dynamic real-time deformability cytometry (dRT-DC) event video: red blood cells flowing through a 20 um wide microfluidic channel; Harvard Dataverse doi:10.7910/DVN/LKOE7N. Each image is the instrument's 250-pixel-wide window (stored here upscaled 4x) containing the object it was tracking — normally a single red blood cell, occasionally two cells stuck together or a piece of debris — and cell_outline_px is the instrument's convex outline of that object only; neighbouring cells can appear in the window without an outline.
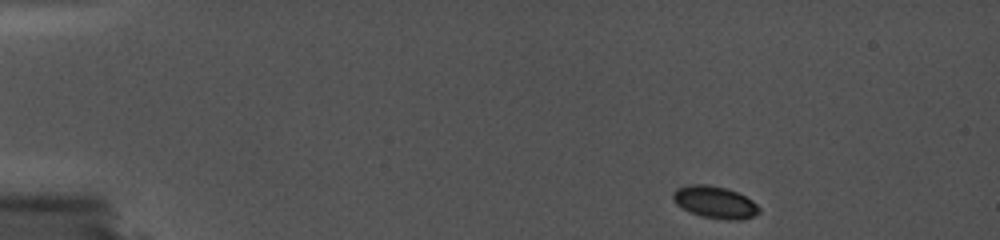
{"species": "common noctule bat (a hibernating species)", "species_latin": "Nyctalus noctula", "temperature_condition": "cold", "stored_images_in_passage": 60, "camera_frame_rate_fps": 5000, "um_per_image_px": 0.085, "animal": {"sex": "female", "body_mass_g": 19.0, "forearm_length_mm": 56.7}, "frame": {"image": 1, "passage_image": 1, "time_ms": 0.0, "image_size_px": [1000, 240], "cell_outline_px": [[760, 212], [744, 220], [728, 220], [700, 216], [676, 204], [672, 196], [672, 192], [676, 188], [692, 184], [700, 184], [724, 188], [736, 192], [752, 200], [760, 208]], "centroid_in_image_um": [60.77, 17.2], "position_along_channel_um": 24.2, "area_um2": 15.9}}
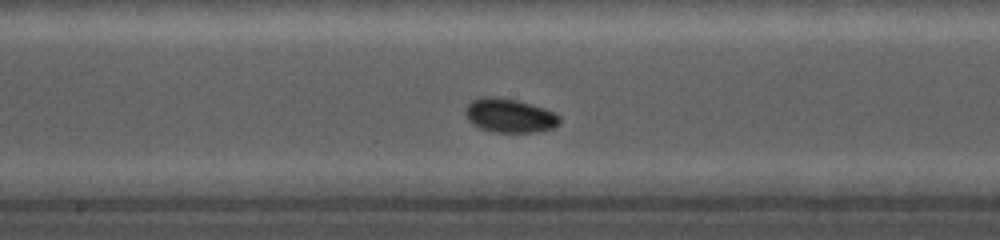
{"frame": {"image": 2, "passage_image": 39, "time_ms": 7.6, "image_size_px": [1000, 240], "cell_outline_px": [[560, 124], [552, 128], [536, 132], [496, 132], [480, 128], [472, 124], [468, 120], [464, 112], [468, 104], [472, 100], [480, 96], [500, 96], [516, 100], [544, 108], [556, 112], [560, 116]], "centroid_in_image_um": [43.31, 9.81], "position_along_channel_um": 204.9, "area_um2": 18.84}}
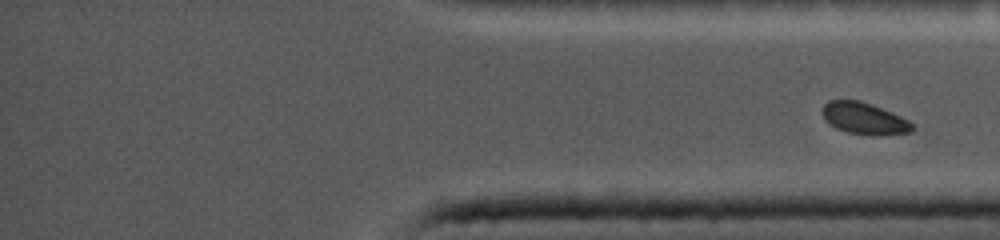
{"frame": {"image": 3, "passage_image": 60, "time_ms": 11.8, "image_size_px": [1000, 240], "cell_outline_px": [[916, 128], [912, 132], [880, 136], [868, 136], [848, 132], [836, 128], [824, 120], [824, 104], [828, 100], [860, 100], [872, 104], [892, 112], [908, 120]], "centroid_in_image_um": [73.5, 10.09], "position_along_channel_um": 361.7, "area_um2": 16.82}}